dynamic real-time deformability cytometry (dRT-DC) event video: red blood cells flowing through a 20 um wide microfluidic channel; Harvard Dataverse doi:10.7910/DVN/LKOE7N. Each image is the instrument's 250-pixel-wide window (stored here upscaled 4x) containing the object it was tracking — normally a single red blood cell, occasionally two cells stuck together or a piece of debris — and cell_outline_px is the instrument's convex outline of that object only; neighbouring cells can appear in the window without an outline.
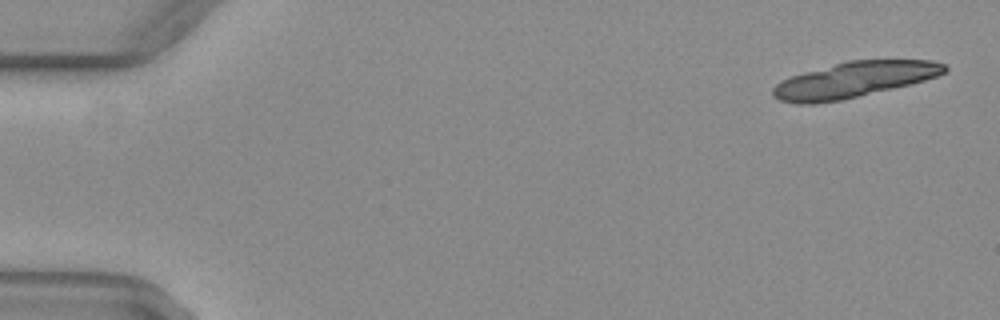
{"species": "common noctule bat (a hibernating species)", "species_latin": "Nyctalus noctula", "temperature_condition": "warm", "stored_images_in_passage": 18, "camera_frame_rate_fps": 3000, "um_per_image_px": 0.085, "animal": {"sex": "female", "body_mass_g": 29.2, "forearm_length_mm": 56.3}, "frame": {"image": 1, "passage_image": 2, "time_ms": 0.333, "image_size_px": [1000, 320], "cell_outline_px": [[948, 68], [944, 72], [936, 76], [924, 80], [892, 88], [840, 100], [816, 104], [796, 104], [780, 100], [772, 96], [772, 88], [776, 84], [792, 76], [804, 72], [848, 60], [932, 60], [948, 64]], "centroid_in_image_um": [72.58, 6.78], "position_along_channel_um": 12.4, "area_um2": 35.26}}